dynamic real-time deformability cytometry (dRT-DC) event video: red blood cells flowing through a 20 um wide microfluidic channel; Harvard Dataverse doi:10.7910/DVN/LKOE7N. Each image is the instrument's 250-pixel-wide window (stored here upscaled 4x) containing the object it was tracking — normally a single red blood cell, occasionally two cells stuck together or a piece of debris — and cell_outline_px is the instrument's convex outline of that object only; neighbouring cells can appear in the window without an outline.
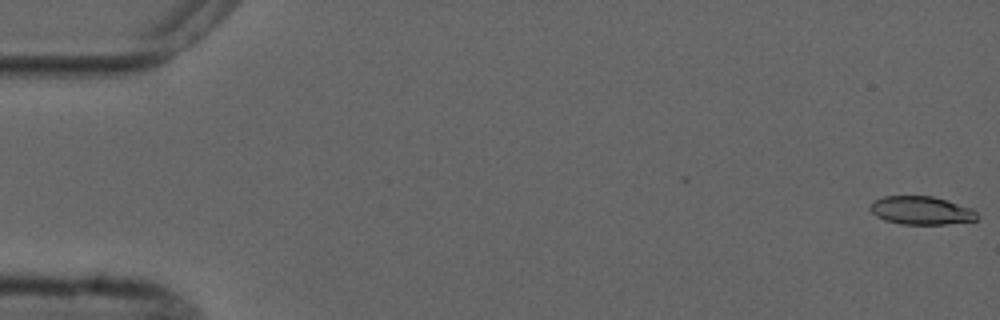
{"species": "common noctule bat (a hibernating species)", "species_latin": "Nyctalus noctula", "temperature_condition": "cold", "stored_images_in_passage": 7, "camera_frame_rate_fps": 3000, "um_per_image_px": 0.085, "animal": {"sex": "male", "forearm_length_mm": 52.5}, "frame": {"image": 1, "passage_image": 1, "time_ms": 0.0, "image_size_px": [1000, 320], "cell_outline_px": [[976, 220], [948, 224], [900, 224], [884, 220], [876, 216], [868, 208], [876, 200], [884, 196], [932, 196], [948, 200], [972, 208], [976, 212]], "centroid_in_image_um": [78.3, 17.89], "position_along_channel_um": 6.7, "area_um2": 17.57}}
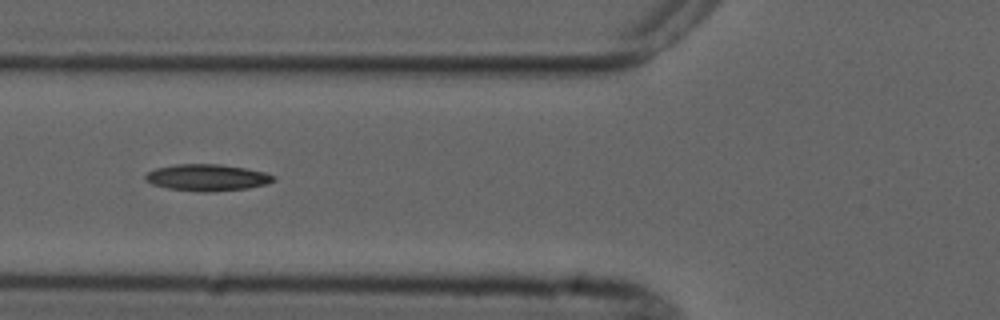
{"frame": {"image": 2, "passage_image": 6, "time_ms": 6.667, "image_size_px": [1000, 320], "cell_outline_px": [[276, 180], [268, 184], [248, 188], [212, 192], [200, 192], [168, 188], [152, 184], [144, 176], [148, 172], [156, 168], [176, 164], [220, 164], [244, 168], [264, 172], [276, 176]], "centroid_in_image_um": [17.65, 15.09], "position_along_channel_um": 108.2, "area_um2": 19.88}}
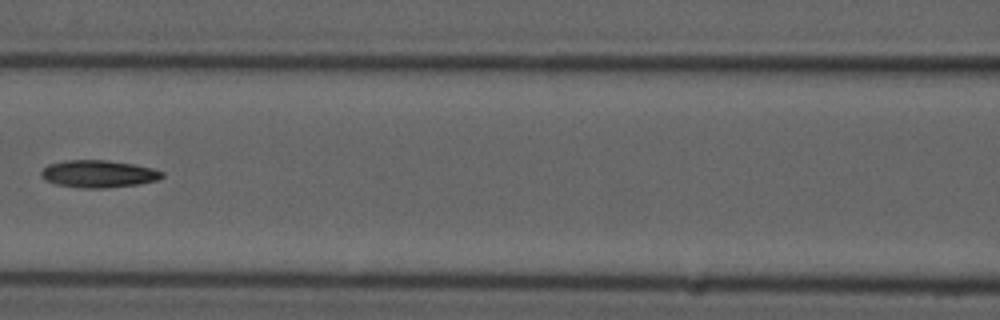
{"frame": {"image": 3, "passage_image": 7, "time_ms": 8.0, "image_size_px": [1000, 320], "cell_outline_px": [[164, 176], [156, 180], [140, 184], [104, 188], [84, 188], [56, 184], [44, 180], [40, 176], [40, 172], [48, 164], [64, 160], [108, 160], [132, 164], [152, 168], [164, 172]], "centroid_in_image_um": [8.34, 14.77], "position_along_channel_um": 158.3, "area_um2": 19.31}}